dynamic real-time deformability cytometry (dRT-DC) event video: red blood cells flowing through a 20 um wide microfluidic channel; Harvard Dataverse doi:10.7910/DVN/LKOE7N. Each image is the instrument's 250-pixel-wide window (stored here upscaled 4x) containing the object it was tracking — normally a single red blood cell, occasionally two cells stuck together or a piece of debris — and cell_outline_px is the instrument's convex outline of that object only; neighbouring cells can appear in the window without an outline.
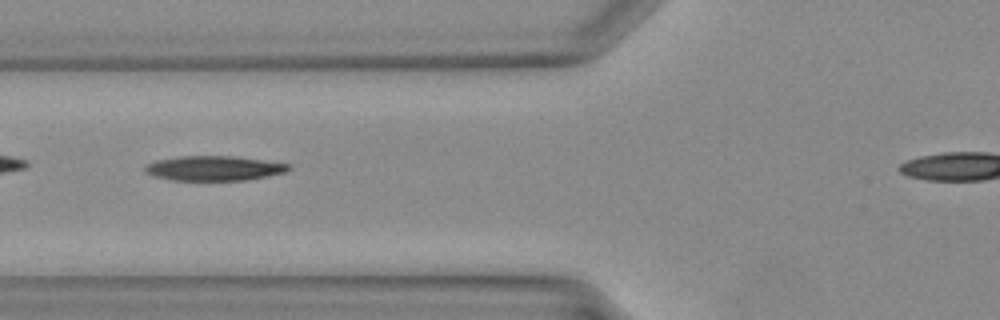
{"species": "Egyptian fruit bat (a non-hibernating species)", "species_latin": "Rousettus aegyptiacus", "temperature_condition": "warm", "stored_images_in_passage": 24, "camera_frame_rate_fps": 3000, "um_per_image_px": 0.085, "animal": {"sex": "female"}, "frame": {"image": 1, "passage_image": 4, "time_ms": 1.0, "image_size_px": [1000, 320], "cell_outline_px": [[292, 168], [288, 172], [248, 180], [172, 180], [152, 176], [144, 172], [144, 168], [148, 164], [156, 160], [184, 156], [232, 156], [292, 164]], "centroid_in_image_um": [18.23, 14.31], "position_along_channel_um": 107.6, "area_um2": 20.81}}